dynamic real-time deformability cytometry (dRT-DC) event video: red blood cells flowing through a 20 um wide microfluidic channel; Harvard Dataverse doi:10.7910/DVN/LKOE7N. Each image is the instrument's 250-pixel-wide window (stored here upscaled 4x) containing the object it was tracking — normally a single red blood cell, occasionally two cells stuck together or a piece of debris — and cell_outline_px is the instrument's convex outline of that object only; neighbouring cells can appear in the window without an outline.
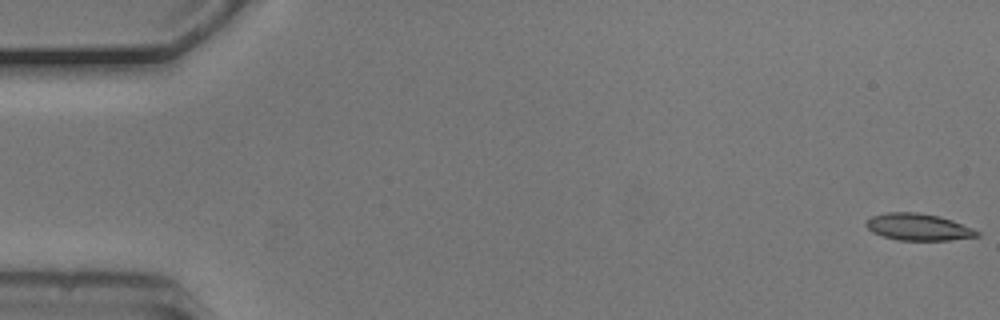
{"species": "common noctule bat (a hibernating species)", "species_latin": "Nyctalus noctula", "temperature_condition": "cold", "stored_images_in_passage": 54, "camera_frame_rate_fps": 3000, "um_per_image_px": 0.085, "animal": {"sex": "male", "body_mass_g": 20.5, "forearm_length_mm": 52.5}, "frame": {"image": 1, "passage_image": 1, "time_ms": 0.0, "image_size_px": [1000, 320], "cell_outline_px": [[980, 236], [948, 240], [896, 240], [872, 232], [864, 224], [864, 220], [872, 216], [888, 212], [916, 212], [940, 216], [952, 220], [972, 228], [980, 232]], "centroid_in_image_um": [78.03, 19.29], "position_along_channel_um": 7.0, "area_um2": 17.4}}
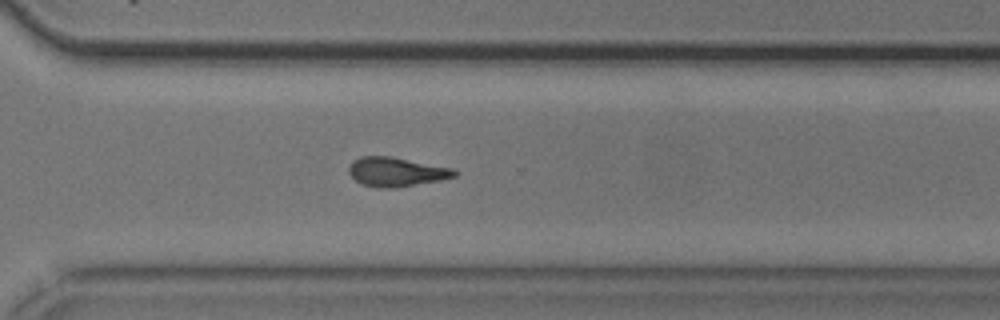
{"frame": {"image": 2, "passage_image": 39, "time_ms": 12.667, "image_size_px": [1000, 320], "cell_outline_px": [[456, 176], [440, 180], [396, 188], [376, 188], [360, 184], [348, 172], [348, 168], [352, 160], [360, 156], [392, 156], [452, 168], [456, 172]], "centroid_in_image_um": [33.64, 14.61], "position_along_channel_um": 337.0, "area_um2": 18.09}}
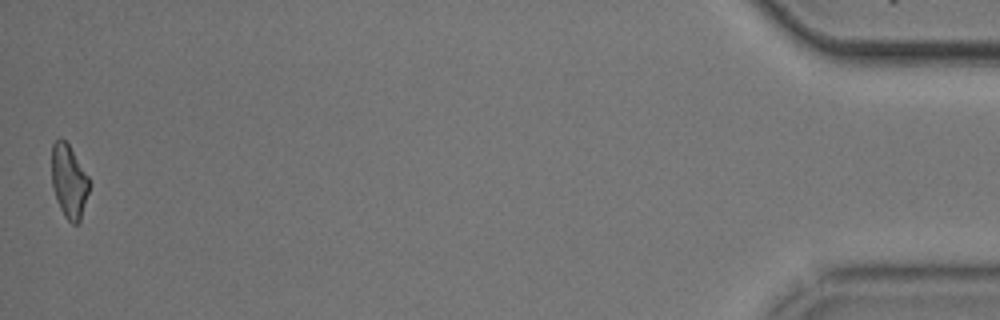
{"frame": {"image": 3, "passage_image": 54, "time_ms": 17.667, "image_size_px": [1000, 320], "cell_outline_px": [[88, 192], [80, 224], [72, 224], [64, 216], [56, 200], [52, 188], [52, 144], [60, 136], [68, 144], [88, 176]], "centroid_in_image_um": [5.84, 15.44], "position_along_channel_um": 429.4, "area_um2": 16.01}, "authors_computed_cell_mechanics": {"area_um2": 17.918, "velocity_mm_per_s": 3.7413, "shape_relaxation_time_tau1_ms": null, "shape_relaxation_time_tau2_ms": 10.7569, "deformation_change_tau1": null, "deformation_change_tau2": 0.2003}}